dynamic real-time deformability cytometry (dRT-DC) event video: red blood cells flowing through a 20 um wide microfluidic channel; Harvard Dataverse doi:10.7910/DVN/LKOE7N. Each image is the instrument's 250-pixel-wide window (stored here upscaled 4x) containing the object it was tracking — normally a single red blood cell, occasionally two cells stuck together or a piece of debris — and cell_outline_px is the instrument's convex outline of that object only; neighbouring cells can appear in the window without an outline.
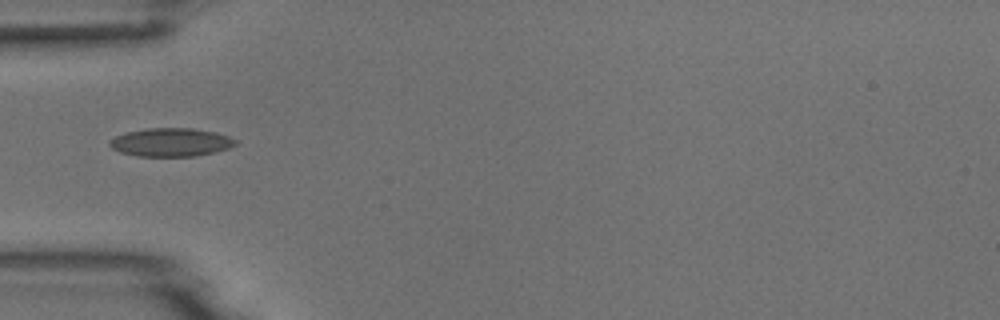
{"species": "common noctule bat (a hibernating species)", "species_latin": "Nyctalus noctula", "temperature_condition": "room temperature", "stored_images_in_passage": 37, "camera_frame_rate_fps": 3000, "um_per_image_px": 0.085, "animal": {"sex": "male", "body_mass_g": 18.8}, "frame": {"image": 1, "passage_image": 1, "time_ms": 0.0, "image_size_px": [1000, 320], "cell_outline_px": [[236, 144], [228, 148], [196, 156], [136, 156], [120, 152], [112, 148], [108, 144], [108, 140], [124, 132], [148, 128], [192, 128], [216, 132], [228, 136], [236, 140]], "centroid_in_image_um": [14.48, 12.08], "position_along_channel_um": 70.5, "area_um2": 20.81}}
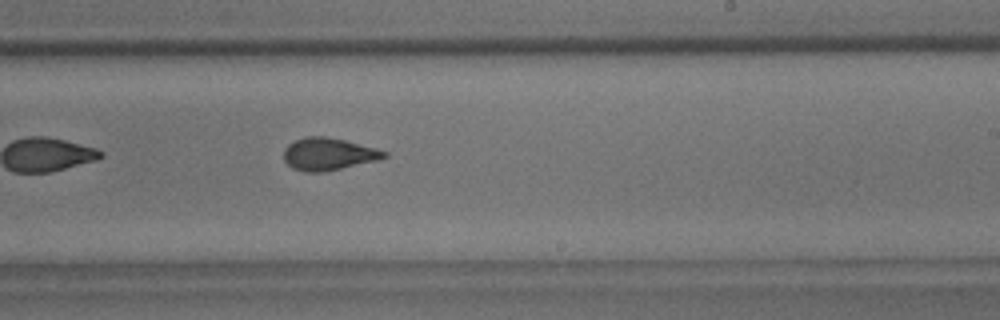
{"frame": {"image": 2, "passage_image": 16, "time_ms": 5.0, "image_size_px": [1000, 320], "cell_outline_px": [[388, 156], [380, 160], [324, 172], [304, 172], [292, 168], [284, 160], [284, 148], [288, 144], [296, 140], [308, 136], [324, 136], [344, 140], [376, 148], [388, 152]], "centroid_in_image_um": [27.93, 13.1], "position_along_channel_um": 261.1, "area_um2": 19.02}}